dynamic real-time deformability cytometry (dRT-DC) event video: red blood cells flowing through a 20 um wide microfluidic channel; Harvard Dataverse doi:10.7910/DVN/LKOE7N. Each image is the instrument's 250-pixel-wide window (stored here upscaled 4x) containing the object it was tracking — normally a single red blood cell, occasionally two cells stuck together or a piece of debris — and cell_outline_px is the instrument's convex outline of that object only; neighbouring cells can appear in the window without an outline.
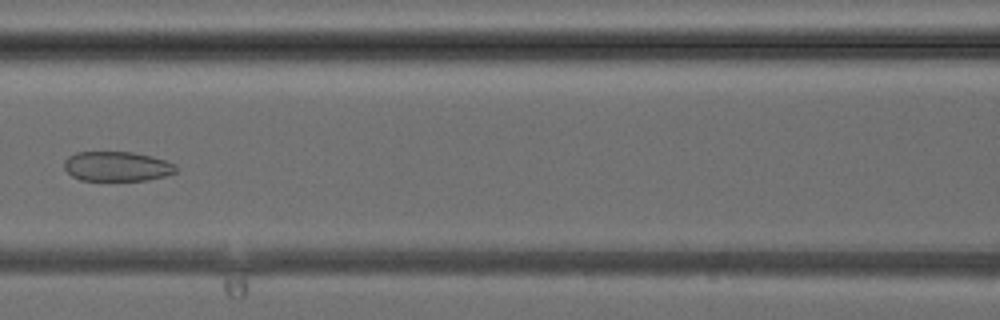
{"species": "common noctule bat (a hibernating species)", "species_latin": "Nyctalus noctula", "temperature_condition": "cold", "stored_images_in_passage": 34, "camera_frame_rate_fps": 3000, "um_per_image_px": 0.085, "animal": {"sex": "female", "body_mass_g": 24.6, "forearm_length_mm": 56.2}, "frame": {"image": 1, "passage_image": 11, "time_ms": 3.333, "image_size_px": [1000, 320], "cell_outline_px": [[176, 172], [164, 176], [148, 180], [80, 180], [72, 176], [64, 168], [64, 160], [68, 156], [76, 152], [132, 152], [164, 160], [176, 164]], "centroid_in_image_um": [9.91, 14.14], "position_along_channel_um": 156.7, "area_um2": 19.25}}
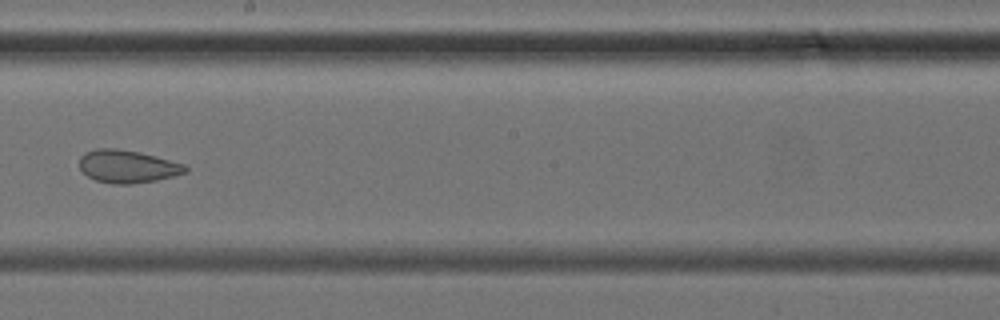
{"frame": {"image": 2, "passage_image": 16, "time_ms": 5.0, "image_size_px": [1000, 320], "cell_outline_px": [[188, 172], [156, 180], [132, 184], [112, 184], [96, 180], [88, 176], [80, 168], [80, 156], [84, 152], [96, 148], [116, 148], [140, 152], [184, 164], [188, 168]], "centroid_in_image_um": [10.82, 14.14], "position_along_channel_um": 237.4, "area_um2": 20.23}}
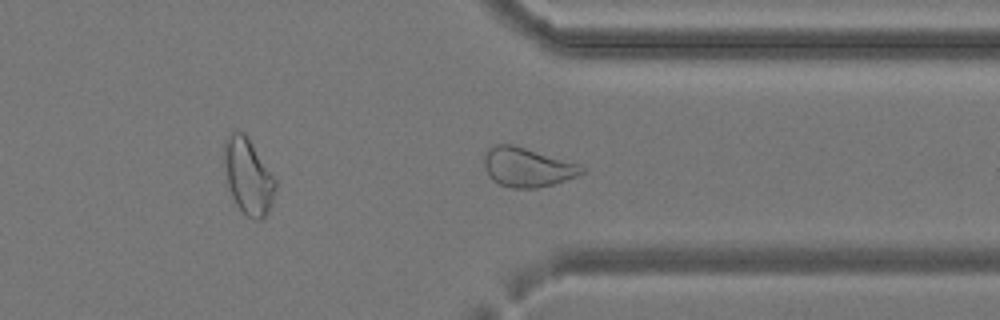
{"frame": {"image": 3, "passage_image": 24, "time_ms": 7.667, "image_size_px": [1000, 320], "cell_outline_px": [[584, 172], [576, 176], [552, 184], [536, 188], [512, 188], [500, 184], [492, 180], [488, 176], [484, 168], [484, 152], [488, 148], [496, 144], [512, 144], [580, 164], [584, 168]], "centroid_in_image_um": [44.77, 14.21], "position_along_channel_um": 366.6, "area_um2": 22.25}}